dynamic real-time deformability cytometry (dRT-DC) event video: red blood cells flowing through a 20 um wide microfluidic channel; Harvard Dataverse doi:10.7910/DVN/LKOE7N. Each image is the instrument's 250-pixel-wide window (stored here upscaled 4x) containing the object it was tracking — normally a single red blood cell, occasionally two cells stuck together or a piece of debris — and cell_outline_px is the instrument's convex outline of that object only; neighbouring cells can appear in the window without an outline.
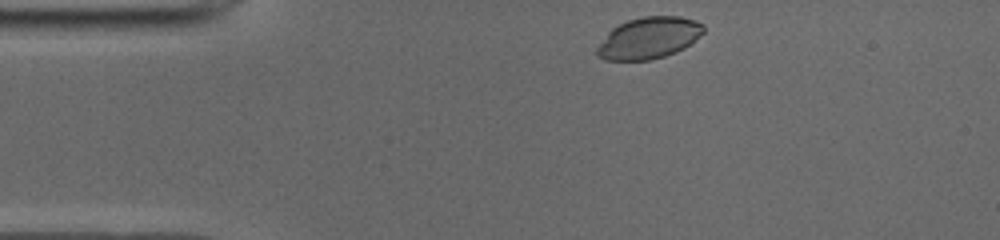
{"species": "common noctule bat (a hibernating species)", "species_latin": "Nyctalus noctula", "temperature_condition": "cold", "stored_images_in_passage": 43, "camera_frame_rate_fps": 3000, "um_per_image_px": 0.085, "animal": {"sex": "male", "body_mass_g": 19.0, "forearm_length_mm": 50.8}, "frame": {"image": 1, "passage_image": 1, "time_ms": 0.0, "image_size_px": [1000, 240], "cell_outline_px": [[704, 32], [700, 36], [684, 48], [676, 52], [652, 60], [604, 60], [596, 56], [596, 48], [608, 32], [612, 28], [628, 20], [644, 16], [680, 16], [696, 20], [704, 24]], "centroid_in_image_um": [55.15, 3.23], "position_along_channel_um": 29.8, "area_um2": 25.89}}
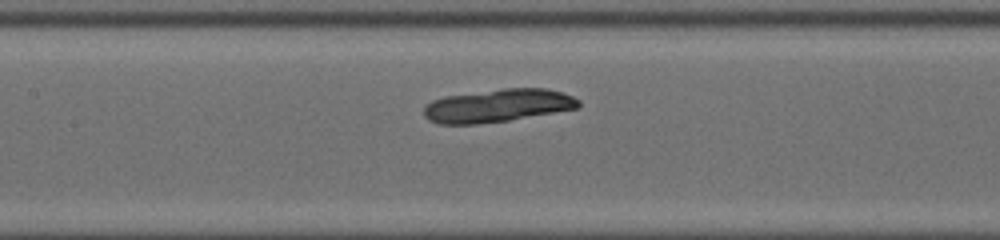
{"frame": {"image": 2, "passage_image": 15, "time_ms": 4.667, "image_size_px": [1000, 240], "cell_outline_px": [[580, 108], [508, 120], [476, 124], [440, 124], [428, 120], [424, 116], [424, 108], [432, 100], [444, 96], [504, 88], [544, 88], [564, 92], [580, 100]], "centroid_in_image_um": [42.33, 8.97], "position_along_channel_um": 165.1, "area_um2": 29.82}}
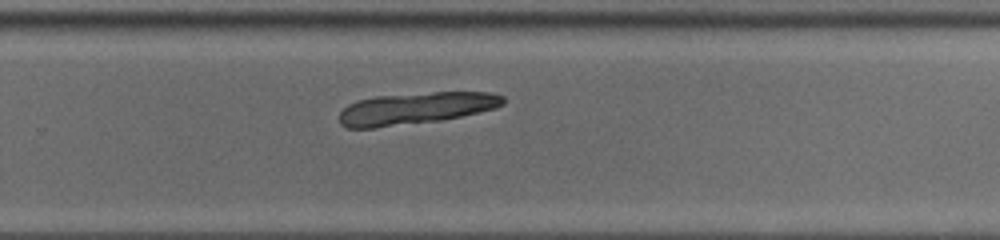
{"frame": {"image": 3, "passage_image": 25, "time_ms": 8.0, "image_size_px": [1000, 240], "cell_outline_px": [[504, 104], [496, 108], [460, 116], [440, 120], [372, 128], [348, 128], [340, 124], [340, 112], [348, 104], [356, 100], [376, 96], [432, 92], [492, 92], [504, 96]], "centroid_in_image_um": [35.34, 9.2], "position_along_channel_um": 294.5, "area_um2": 30.35}}